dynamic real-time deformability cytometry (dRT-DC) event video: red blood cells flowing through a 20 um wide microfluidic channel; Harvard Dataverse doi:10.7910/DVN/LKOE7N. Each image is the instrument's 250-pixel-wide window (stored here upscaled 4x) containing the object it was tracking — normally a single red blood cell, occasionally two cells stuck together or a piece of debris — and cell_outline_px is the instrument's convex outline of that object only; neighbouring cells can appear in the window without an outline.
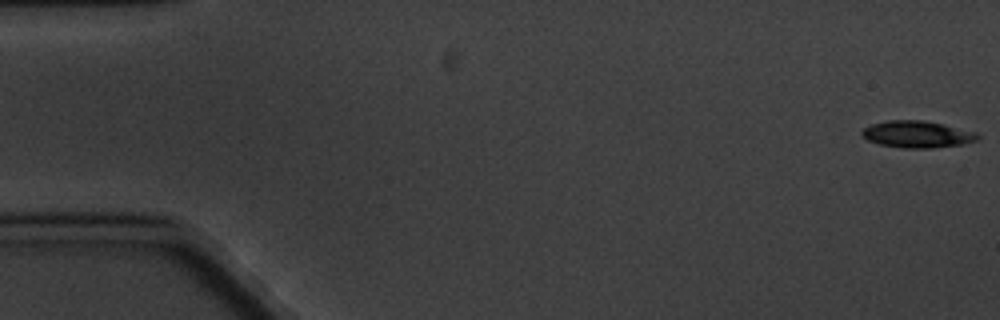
{"species": "common noctule bat (a hibernating species)", "species_latin": "Nyctalus noctula", "temperature_condition": "cold", "stored_images_in_passage": 7, "camera_frame_rate_fps": 3000, "um_per_image_px": 0.085, "animal": {"sex": "male", "body_mass_g": 20.1, "forearm_length_mm": 53.5}, "frame": {"image": 1, "passage_image": 1, "time_ms": 0.0, "image_size_px": [1000, 320], "cell_outline_px": [[980, 136], [976, 140], [964, 144], [932, 148], [904, 148], [880, 144], [868, 140], [860, 132], [864, 128], [872, 124], [888, 120], [924, 120], [976, 132]], "centroid_in_image_um": [77.96, 11.41], "position_along_channel_um": 7.0, "area_um2": 17.92}}
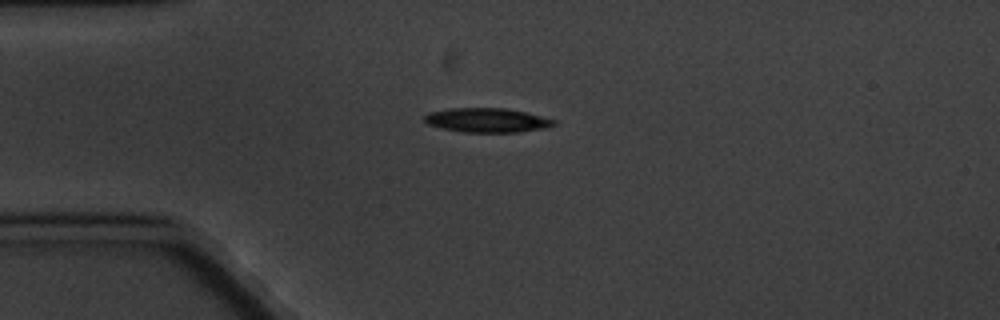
{"frame": {"image": 2, "passage_image": 4, "time_ms": 4.667, "image_size_px": [1000, 320], "cell_outline_px": [[556, 124], [544, 128], [520, 132], [464, 132], [440, 128], [428, 124], [424, 120], [424, 116], [428, 112], [448, 108], [508, 108], [556, 120]], "centroid_in_image_um": [41.36, 10.21], "position_along_channel_um": 43.6, "area_um2": 18.32}}